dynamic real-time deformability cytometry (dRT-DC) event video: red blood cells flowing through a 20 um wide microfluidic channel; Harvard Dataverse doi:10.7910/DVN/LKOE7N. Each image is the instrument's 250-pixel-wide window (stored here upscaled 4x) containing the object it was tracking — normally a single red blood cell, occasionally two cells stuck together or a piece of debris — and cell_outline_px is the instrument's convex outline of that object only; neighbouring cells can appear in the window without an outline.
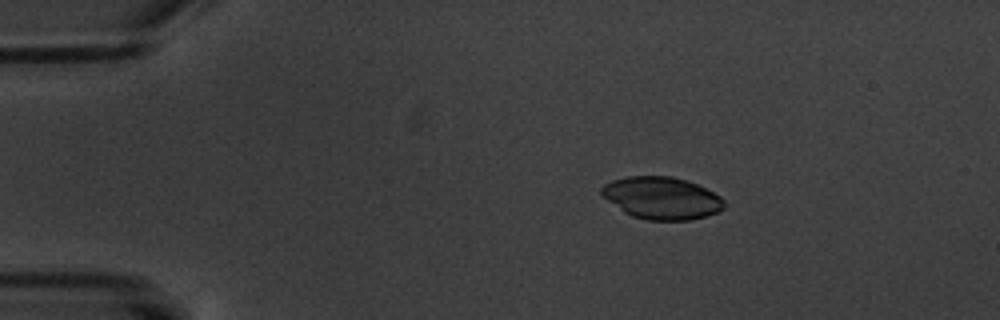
{"species": "common noctule bat (a hibernating species)", "species_latin": "Nyctalus noctula", "temperature_condition": "warm", "stored_images_in_passage": 6, "camera_frame_rate_fps": 3000, "um_per_image_px": 0.085, "animal": {"sex": "male", "body_mass_g": 20.1, "forearm_length_mm": 53.5}, "frame": {"image": 1, "passage_image": 1, "time_ms": 0.0, "image_size_px": [1000, 320], "cell_outline_px": [[724, 208], [708, 216], [688, 220], [648, 220], [632, 216], [624, 212], [608, 200], [600, 192], [600, 188], [604, 184], [612, 180], [628, 176], [672, 176], [696, 184], [720, 196], [724, 200]], "centroid_in_image_um": [56.23, 16.83], "position_along_channel_um": 28.8, "area_um2": 30.0}}